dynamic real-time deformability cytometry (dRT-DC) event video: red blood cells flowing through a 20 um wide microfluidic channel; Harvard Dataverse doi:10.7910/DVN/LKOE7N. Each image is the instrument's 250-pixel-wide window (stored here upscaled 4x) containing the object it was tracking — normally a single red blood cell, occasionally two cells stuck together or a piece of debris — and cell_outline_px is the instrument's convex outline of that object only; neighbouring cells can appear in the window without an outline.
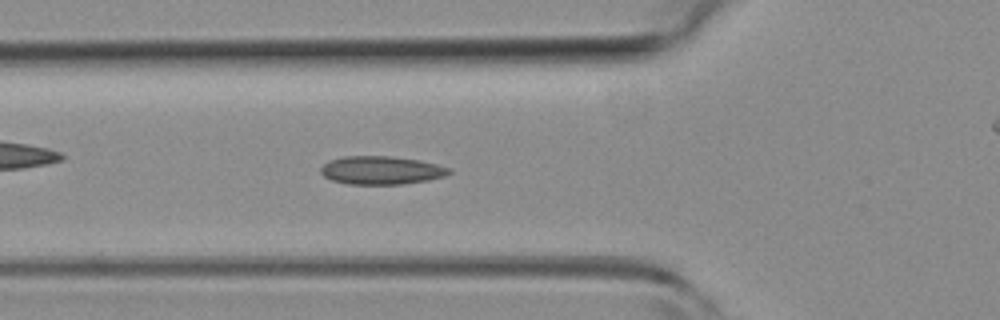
{"species": "common noctule bat (a hibernating species)", "species_latin": "Nyctalus noctula", "temperature_condition": "room temperature", "stored_images_in_passage": 51, "camera_frame_rate_fps": 3000, "um_per_image_px": 0.085, "animal": {"sex": "female", "body_mass_g": 19.3, "forearm_length_mm": 54.1}, "frame": {"image": 1, "passage_image": 18, "time_ms": 5.667, "image_size_px": [1000, 320], "cell_outline_px": [[452, 172], [444, 176], [428, 180], [404, 184], [348, 184], [332, 180], [324, 176], [320, 172], [320, 168], [328, 160], [344, 156], [392, 156], [420, 160], [452, 168]], "centroid_in_image_um": [32.41, 14.47], "position_along_channel_um": 93.4, "area_um2": 21.27}}
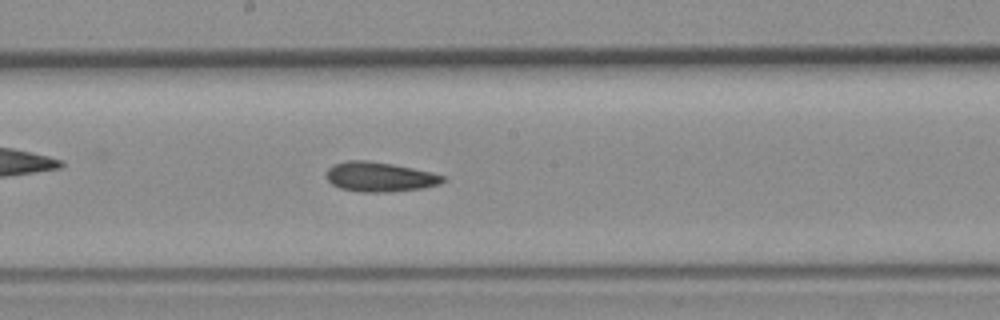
{"frame": {"image": 2, "passage_image": 27, "time_ms": 8.667, "image_size_px": [1000, 320], "cell_outline_px": [[448, 180], [440, 184], [420, 188], [388, 192], [360, 192], [340, 188], [332, 184], [324, 176], [324, 172], [332, 164], [344, 160], [368, 160], [392, 164], [432, 172], [444, 176]], "centroid_in_image_um": [32.23, 15.02], "position_along_channel_um": 216.0, "area_um2": 20.4}}
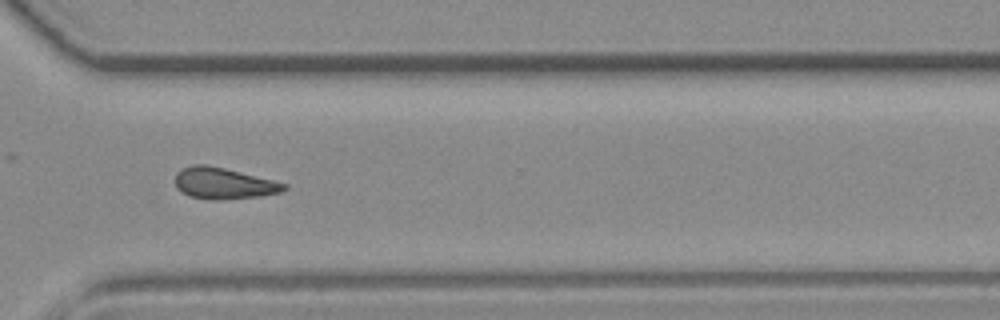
{"frame": {"image": 3, "passage_image": 37, "time_ms": 12.0, "image_size_px": [1000, 320], "cell_outline_px": [[288, 188], [280, 192], [260, 196], [216, 200], [208, 200], [188, 196], [180, 192], [176, 188], [176, 172], [180, 168], [192, 164], [204, 164], [224, 168], [288, 184]], "centroid_in_image_um": [18.95, 15.59], "position_along_channel_um": 351.6, "area_um2": 19.94}}